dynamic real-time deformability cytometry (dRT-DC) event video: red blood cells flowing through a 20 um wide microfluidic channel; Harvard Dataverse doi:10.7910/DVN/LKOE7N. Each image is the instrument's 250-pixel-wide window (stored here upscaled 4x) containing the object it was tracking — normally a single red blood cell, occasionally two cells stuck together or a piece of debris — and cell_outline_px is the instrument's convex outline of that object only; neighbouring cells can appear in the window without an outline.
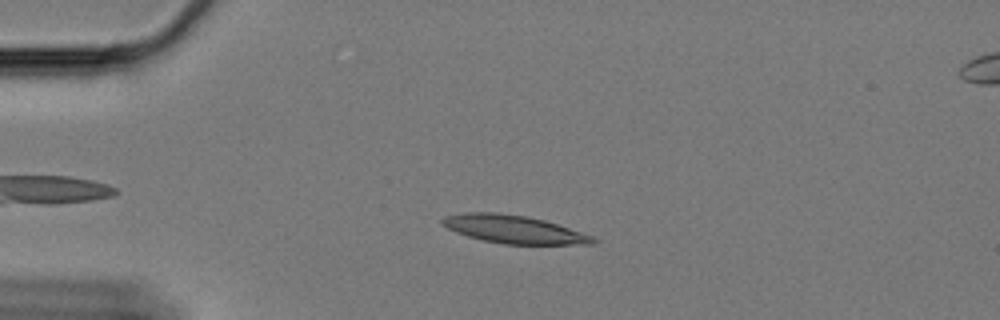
{"species": "Egyptian fruit bat (a non-hibernating species)", "species_latin": "Rousettus aegyptiacus", "temperature_condition": "cold", "stored_images_in_passage": 58, "camera_frame_rate_fps": 3000, "um_per_image_px": 0.085, "animal": {"sex": "female"}, "frame": {"image": 1, "passage_image": 12, "time_ms": 3.667, "image_size_px": [1000, 320], "cell_outline_px": [[600, 240], [592, 244], [504, 244], [484, 240], [468, 236], [456, 232], [440, 224], [440, 220], [444, 216], [464, 212], [496, 212], [528, 216], [544, 220], [592, 236]], "centroid_in_image_um": [43.63, 19.48], "position_along_channel_um": 41.4, "area_um2": 24.51}}
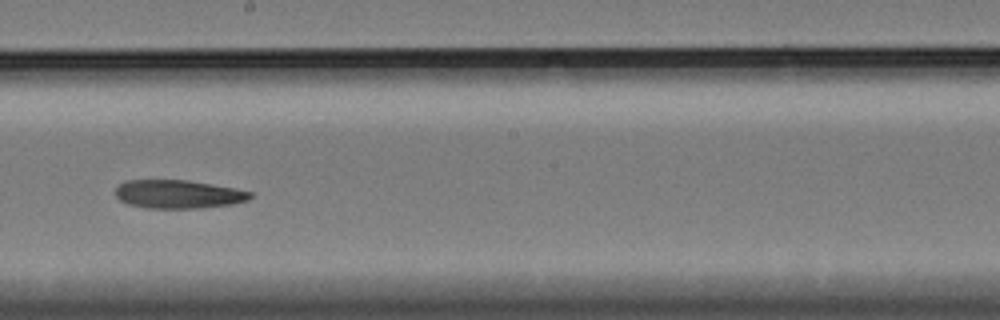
{"frame": {"image": 2, "passage_image": 32, "time_ms": 10.333, "image_size_px": [1000, 320], "cell_outline_px": [[252, 196], [248, 200], [232, 204], [200, 208], [144, 208], [128, 204], [120, 200], [116, 196], [116, 188], [120, 184], [128, 180], [188, 180], [236, 188], [252, 192]], "centroid_in_image_um": [15.16, 16.51], "position_along_channel_um": 233.0, "area_um2": 22.37}}
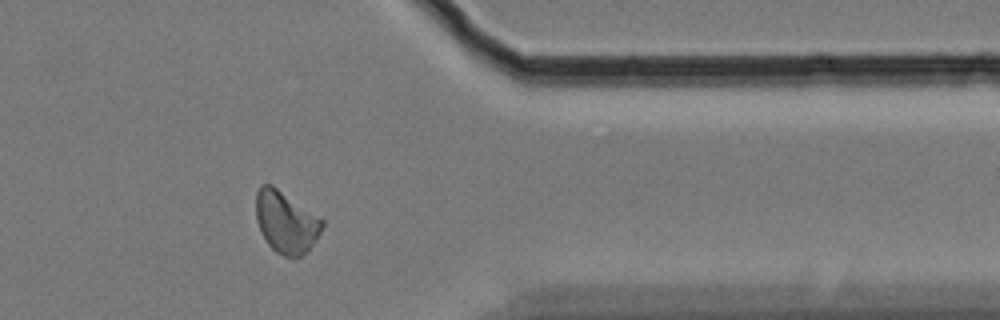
{"frame": {"image": 3, "passage_image": 47, "time_ms": 15.333, "image_size_px": [1000, 320], "cell_outline_px": [[324, 224], [316, 240], [308, 252], [292, 260], [276, 252], [268, 244], [256, 220], [256, 192], [260, 184], [272, 184], [324, 220]], "centroid_in_image_um": [24.31, 18.89], "position_along_channel_um": 387.1, "area_um2": 23.99}}